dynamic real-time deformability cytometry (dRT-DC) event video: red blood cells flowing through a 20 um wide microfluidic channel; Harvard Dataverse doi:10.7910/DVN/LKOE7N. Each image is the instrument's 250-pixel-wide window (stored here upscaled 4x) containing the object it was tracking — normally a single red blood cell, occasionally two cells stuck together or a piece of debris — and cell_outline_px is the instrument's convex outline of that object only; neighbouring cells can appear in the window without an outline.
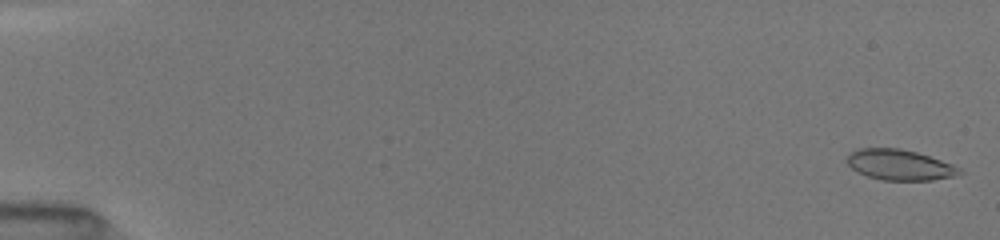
{"species": "common noctule bat (a hibernating species)", "species_latin": "Nyctalus noctula", "temperature_condition": "room temperature", "stored_images_in_passage": 73, "camera_frame_rate_fps": 3000, "um_per_image_px": 0.085, "animal": {"sex": "female", "body_mass_g": 19.5, "forearm_length_mm": 54.1}, "frame": {"image": 1, "passage_image": 1, "time_ms": 0.0, "image_size_px": [1000, 240], "cell_outline_px": [[964, 172], [956, 176], [932, 180], [880, 180], [856, 172], [844, 160], [856, 148], [900, 148], [916, 152], [952, 164], [960, 168]], "centroid_in_image_um": [76.45, 14.02], "position_along_channel_um": 8.5, "area_um2": 20.11}}
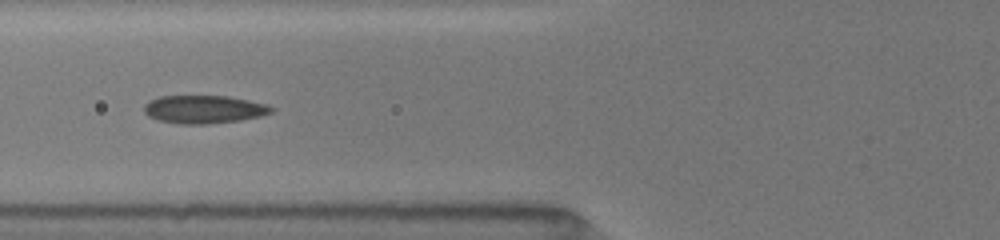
{"frame": {"image": 2, "passage_image": 32, "time_ms": 6.667, "image_size_px": [1000, 240], "cell_outline_px": [[276, 108], [272, 112], [260, 116], [240, 120], [208, 124], [180, 124], [156, 120], [148, 116], [144, 112], [144, 104], [148, 100], [160, 96], [228, 96], [268, 104]], "centroid_in_image_um": [17.32, 9.29], "position_along_channel_um": 108.5, "area_um2": 21.04}}
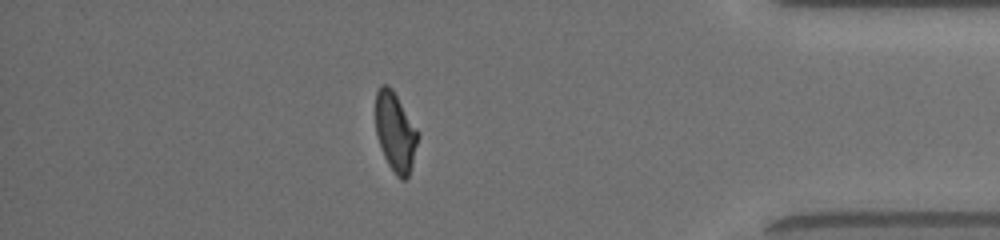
{"frame": {"image": 3, "passage_image": 63, "time_ms": 14.667, "image_size_px": [1000, 240], "cell_outline_px": [[420, 136], [412, 164], [408, 176], [404, 180], [400, 180], [396, 176], [388, 164], [384, 156], [376, 132], [376, 92], [380, 84], [388, 84], [392, 88], [420, 132]], "centroid_in_image_um": [33.63, 11.2], "position_along_channel_um": 401.6, "area_um2": 19.71}, "authors_computed_cell_mechanics": {"area_um2": 20.4612, "velocity_mm_per_s": 4.0449, "shape_relaxation_time_tau1_ms": 4.9118, "shape_relaxation_time_tau2_ms": 1.7986, "deformation_change_tau1": 0.181, "deformation_change_tau2": 0.0618}}